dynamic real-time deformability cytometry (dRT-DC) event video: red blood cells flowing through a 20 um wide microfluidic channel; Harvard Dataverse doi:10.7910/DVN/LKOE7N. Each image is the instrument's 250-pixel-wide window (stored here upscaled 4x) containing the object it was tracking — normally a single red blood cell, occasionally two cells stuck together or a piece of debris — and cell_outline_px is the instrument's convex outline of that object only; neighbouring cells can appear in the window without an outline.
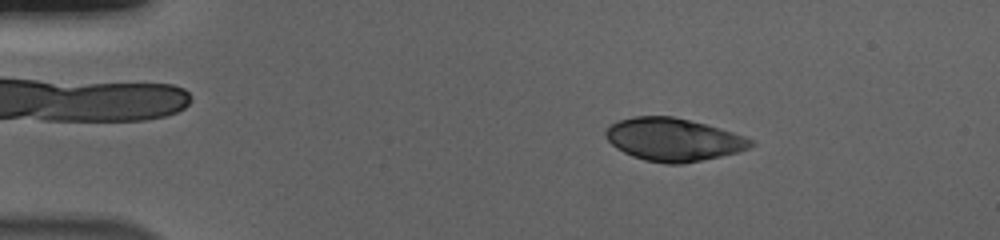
{"species": "human", "species_latin": "Homo sapiens", "temperature_condition": "cold", "stored_images_in_passage": 55, "camera_frame_rate_fps": 3000, "um_per_image_px": 0.085, "donor": {"sex": "male"}, "frame": {"image": 1, "passage_image": 9, "time_ms": 2.667, "image_size_px": [1000, 240], "cell_outline_px": [[756, 144], [748, 148], [736, 152], [720, 156], [680, 164], [664, 164], [644, 160], [632, 156], [616, 148], [604, 136], [604, 132], [612, 124], [620, 120], [636, 116], [672, 116], [720, 128], [744, 136], [752, 140]], "centroid_in_image_um": [57.21, 11.87], "position_along_channel_um": 27.8, "area_um2": 35.89}}
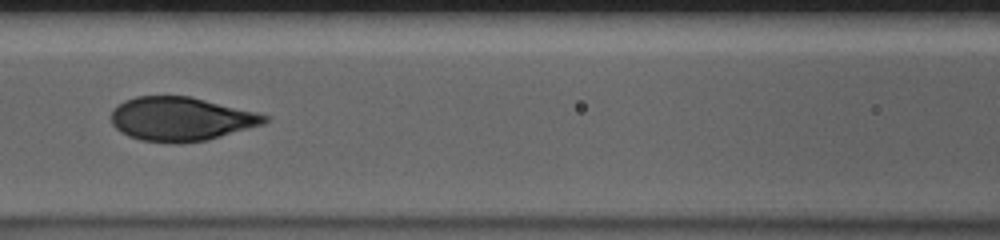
{"frame": {"image": 2, "passage_image": 25, "time_ms": 8.0, "image_size_px": [1000, 240], "cell_outline_px": [[268, 120], [264, 124], [208, 140], [180, 144], [172, 144], [140, 140], [128, 136], [120, 132], [112, 124], [112, 108], [124, 100], [136, 96], [192, 96], [256, 112], [268, 116]], "centroid_in_image_um": [15.36, 10.12], "position_along_channel_um": 151.2, "area_um2": 39.59}}
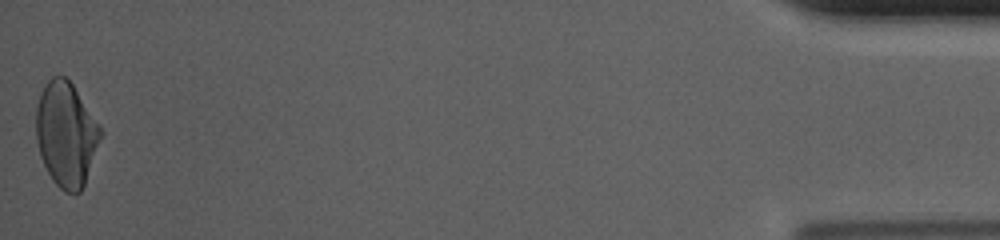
{"frame": {"image": 3, "passage_image": 55, "time_ms": 18.0, "image_size_px": [1000, 240], "cell_outline_px": [[104, 132], [84, 184], [80, 192], [64, 192], [52, 180], [40, 156], [36, 140], [36, 108], [40, 92], [48, 80], [52, 76], [64, 76], [72, 84], [100, 124]], "centroid_in_image_um": [5.63, 11.4], "position_along_channel_um": 429.6, "area_um2": 39.36}, "authors_computed_cell_mechanics": {"area_um2": 38.8994, "velocity_mm_per_s": 3.6901, "shape_relaxation_time_tau1_ms": 4.0864, "shape_relaxation_time_tau2_ms": null, "deformation_change_tau1": 0.1847, "deformation_change_tau2": null}}